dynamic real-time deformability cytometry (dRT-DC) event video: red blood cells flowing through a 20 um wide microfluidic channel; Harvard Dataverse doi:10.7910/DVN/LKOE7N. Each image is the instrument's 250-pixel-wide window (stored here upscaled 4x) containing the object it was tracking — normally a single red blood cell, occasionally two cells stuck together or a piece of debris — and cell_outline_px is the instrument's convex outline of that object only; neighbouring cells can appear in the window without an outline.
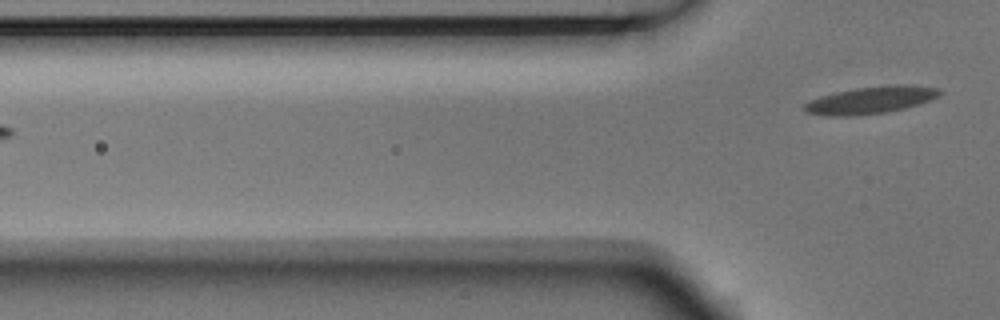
{"species": "Egyptian fruit bat (a non-hibernating species)", "species_latin": "Rousettus aegyptiacus", "temperature_condition": "room temperature", "stored_images_in_passage": 3, "segment_of_instrument_passage": [2, 2], "camera_frame_rate_fps": 3000, "um_per_image_px": 0.085, "animal": {"sex": "male"}, "frame": {"image": 1, "passage_image": 3, "time_ms": 0.667, "image_size_px": [1000, 320], "cell_outline_px": [[940, 92], [936, 96], [928, 100], [904, 108], [884, 112], [856, 116], [824, 116], [804, 112], [804, 104], [820, 96], [836, 92], [856, 88], [896, 84], [912, 84], [940, 88]], "centroid_in_image_um": [73.97, 8.5], "position_along_channel_um": 51.8, "area_um2": 21.27}}